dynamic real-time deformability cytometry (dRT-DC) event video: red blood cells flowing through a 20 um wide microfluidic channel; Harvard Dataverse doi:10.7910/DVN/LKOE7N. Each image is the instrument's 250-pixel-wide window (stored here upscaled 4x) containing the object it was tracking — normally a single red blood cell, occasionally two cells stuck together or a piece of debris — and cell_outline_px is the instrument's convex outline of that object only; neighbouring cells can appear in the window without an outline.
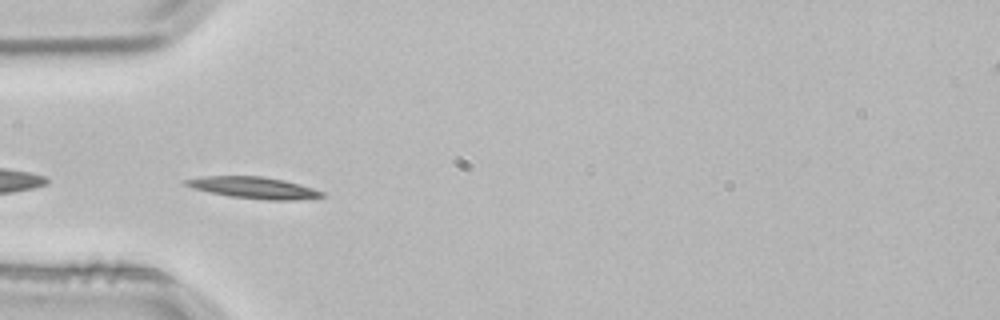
{"species": "common noctule bat (a hibernating species)", "species_latin": "Nyctalus noctula", "temperature_condition": "room temperature", "stored_images_in_passage": 2, "camera_frame_rate_fps": 3000, "um_per_image_px": 0.085, "animal": {"sex": "male", "body_mass_g": 21.5, "forearm_length_mm": 52.0}, "frame": {"image": 1, "passage_image": 2, "time_ms": 0.333, "image_size_px": [1000, 320], "cell_outline_px": [[324, 196], [296, 200], [268, 200], [228, 196], [208, 192], [192, 188], [184, 184], [184, 180], [204, 176], [260, 176], [284, 180], [300, 184], [324, 192]], "centroid_in_image_um": [21.55, 15.95], "position_along_channel_um": 63.5, "area_um2": 17.05}}